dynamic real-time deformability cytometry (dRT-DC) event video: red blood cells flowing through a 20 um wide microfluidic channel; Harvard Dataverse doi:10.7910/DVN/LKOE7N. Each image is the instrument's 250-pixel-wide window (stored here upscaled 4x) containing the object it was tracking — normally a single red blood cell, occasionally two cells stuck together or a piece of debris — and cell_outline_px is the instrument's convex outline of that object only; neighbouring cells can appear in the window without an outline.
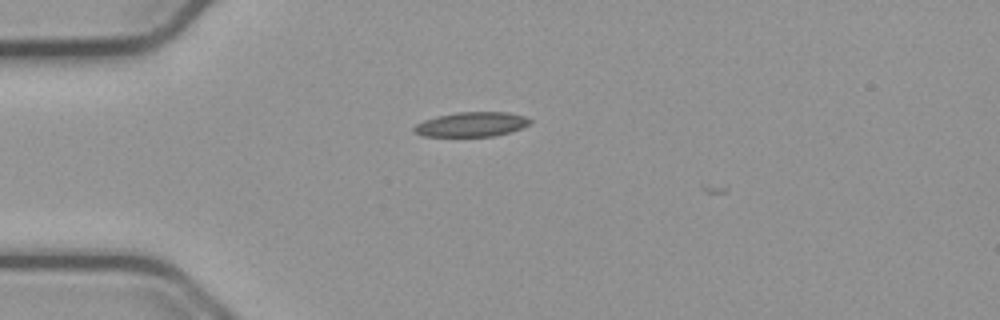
{"species": "common noctule bat (a hibernating species)", "species_latin": "Nyctalus noctula", "temperature_condition": "cold", "stored_images_in_passage": 2, "camera_frame_rate_fps": 3000, "um_per_image_px": 0.085, "animal": {"sex": "male", "body_mass_g": 23.1, "forearm_length_mm": 52.7}, "frame": {"image": 1, "passage_image": 1, "time_ms": 0.0, "image_size_px": [1000, 320], "cell_outline_px": [[532, 120], [528, 124], [520, 128], [508, 132], [492, 136], [424, 136], [416, 132], [412, 128], [416, 124], [424, 120], [436, 116], [456, 112], [508, 112], [524, 116]], "centroid_in_image_um": [40.05, 10.56], "position_along_channel_um": 44.9, "area_um2": 16.42}}